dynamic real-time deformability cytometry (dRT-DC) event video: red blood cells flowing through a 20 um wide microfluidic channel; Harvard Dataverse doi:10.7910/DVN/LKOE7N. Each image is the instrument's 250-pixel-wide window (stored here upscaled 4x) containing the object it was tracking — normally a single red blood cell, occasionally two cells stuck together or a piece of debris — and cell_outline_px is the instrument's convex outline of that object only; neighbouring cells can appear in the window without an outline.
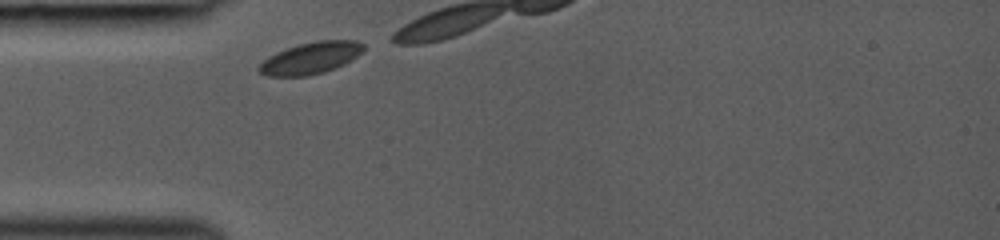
{"species": "common noctule bat (a hibernating species)", "species_latin": "Nyctalus noctula", "temperature_condition": "room temperature", "stored_images_in_passage": 4, "camera_frame_rate_fps": 3000, "um_per_image_px": 0.085, "animal": {"sex": "female", "body_mass_g": 19.0, "forearm_length_mm": 53.3}, "frame": {"image": 1, "passage_image": 1, "time_ms": 0.0, "image_size_px": [1000, 240], "cell_outline_px": [[364, 48], [356, 56], [344, 64], [336, 68], [324, 72], [308, 76], [268, 76], [260, 72], [256, 68], [268, 56], [276, 52], [300, 44], [316, 40], [356, 40], [364, 44]], "centroid_in_image_um": [26.4, 4.93], "position_along_channel_um": 58.6, "area_um2": 19.25}}